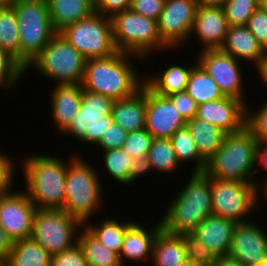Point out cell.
<instances>
[{"label": "cell", "mask_w": 267, "mask_h": 266, "mask_svg": "<svg viewBox=\"0 0 267 266\" xmlns=\"http://www.w3.org/2000/svg\"><path fill=\"white\" fill-rule=\"evenodd\" d=\"M111 115L114 123L127 132L145 129L146 84L131 97L115 100Z\"/></svg>", "instance_id": "cb8c5ba5"}, {"label": "cell", "mask_w": 267, "mask_h": 266, "mask_svg": "<svg viewBox=\"0 0 267 266\" xmlns=\"http://www.w3.org/2000/svg\"><path fill=\"white\" fill-rule=\"evenodd\" d=\"M246 127L257 140L267 142V101L256 111L246 106Z\"/></svg>", "instance_id": "60d3db41"}, {"label": "cell", "mask_w": 267, "mask_h": 266, "mask_svg": "<svg viewBox=\"0 0 267 266\" xmlns=\"http://www.w3.org/2000/svg\"><path fill=\"white\" fill-rule=\"evenodd\" d=\"M86 58L59 32L25 69L35 68L37 73L55 81V85L81 84L85 73Z\"/></svg>", "instance_id": "ba28073f"}, {"label": "cell", "mask_w": 267, "mask_h": 266, "mask_svg": "<svg viewBox=\"0 0 267 266\" xmlns=\"http://www.w3.org/2000/svg\"><path fill=\"white\" fill-rule=\"evenodd\" d=\"M25 74V68L0 47V89L4 87L3 90L6 89V93L11 92Z\"/></svg>", "instance_id": "74e56055"}, {"label": "cell", "mask_w": 267, "mask_h": 266, "mask_svg": "<svg viewBox=\"0 0 267 266\" xmlns=\"http://www.w3.org/2000/svg\"><path fill=\"white\" fill-rule=\"evenodd\" d=\"M131 167L129 170V185L136 182V179L144 176V174L152 172L150 161L147 157L144 158H132Z\"/></svg>", "instance_id": "681fc988"}, {"label": "cell", "mask_w": 267, "mask_h": 266, "mask_svg": "<svg viewBox=\"0 0 267 266\" xmlns=\"http://www.w3.org/2000/svg\"><path fill=\"white\" fill-rule=\"evenodd\" d=\"M127 135L128 132L125 129L113 122L103 133L97 147H101L102 151L121 148Z\"/></svg>", "instance_id": "f6af8a7d"}, {"label": "cell", "mask_w": 267, "mask_h": 266, "mask_svg": "<svg viewBox=\"0 0 267 266\" xmlns=\"http://www.w3.org/2000/svg\"><path fill=\"white\" fill-rule=\"evenodd\" d=\"M10 0H0V8L7 6Z\"/></svg>", "instance_id": "680465c9"}, {"label": "cell", "mask_w": 267, "mask_h": 266, "mask_svg": "<svg viewBox=\"0 0 267 266\" xmlns=\"http://www.w3.org/2000/svg\"><path fill=\"white\" fill-rule=\"evenodd\" d=\"M86 60L105 58L117 52L111 17L94 12L59 32Z\"/></svg>", "instance_id": "9c48e42d"}, {"label": "cell", "mask_w": 267, "mask_h": 266, "mask_svg": "<svg viewBox=\"0 0 267 266\" xmlns=\"http://www.w3.org/2000/svg\"><path fill=\"white\" fill-rule=\"evenodd\" d=\"M51 118L62 134L75 120L82 101V84L55 85L50 93Z\"/></svg>", "instance_id": "ffe728a7"}, {"label": "cell", "mask_w": 267, "mask_h": 266, "mask_svg": "<svg viewBox=\"0 0 267 266\" xmlns=\"http://www.w3.org/2000/svg\"><path fill=\"white\" fill-rule=\"evenodd\" d=\"M215 266H246L237 259H234L230 256H224L217 259Z\"/></svg>", "instance_id": "db71d44e"}, {"label": "cell", "mask_w": 267, "mask_h": 266, "mask_svg": "<svg viewBox=\"0 0 267 266\" xmlns=\"http://www.w3.org/2000/svg\"><path fill=\"white\" fill-rule=\"evenodd\" d=\"M228 22L222 7H197L190 38L195 35L199 45L206 49H220L226 39Z\"/></svg>", "instance_id": "d6986e66"}, {"label": "cell", "mask_w": 267, "mask_h": 266, "mask_svg": "<svg viewBox=\"0 0 267 266\" xmlns=\"http://www.w3.org/2000/svg\"><path fill=\"white\" fill-rule=\"evenodd\" d=\"M220 49L239 62H251L254 67L267 54L246 25L229 26L225 42Z\"/></svg>", "instance_id": "603a6c76"}, {"label": "cell", "mask_w": 267, "mask_h": 266, "mask_svg": "<svg viewBox=\"0 0 267 266\" xmlns=\"http://www.w3.org/2000/svg\"><path fill=\"white\" fill-rule=\"evenodd\" d=\"M102 157L104 169L109 176L118 181V184L128 185L132 157L122 148L105 150Z\"/></svg>", "instance_id": "d590c367"}, {"label": "cell", "mask_w": 267, "mask_h": 266, "mask_svg": "<svg viewBox=\"0 0 267 266\" xmlns=\"http://www.w3.org/2000/svg\"><path fill=\"white\" fill-rule=\"evenodd\" d=\"M77 243L88 266H122L119 254L102 244L84 226L79 232Z\"/></svg>", "instance_id": "f546056e"}, {"label": "cell", "mask_w": 267, "mask_h": 266, "mask_svg": "<svg viewBox=\"0 0 267 266\" xmlns=\"http://www.w3.org/2000/svg\"><path fill=\"white\" fill-rule=\"evenodd\" d=\"M152 141L153 137L146 129L128 132L121 148L132 158H144L147 156Z\"/></svg>", "instance_id": "ab89813d"}, {"label": "cell", "mask_w": 267, "mask_h": 266, "mask_svg": "<svg viewBox=\"0 0 267 266\" xmlns=\"http://www.w3.org/2000/svg\"><path fill=\"white\" fill-rule=\"evenodd\" d=\"M262 168L263 171H267V142L259 141L257 142L256 147V171L255 173H259L258 167ZM267 179V178H265Z\"/></svg>", "instance_id": "f907efd6"}, {"label": "cell", "mask_w": 267, "mask_h": 266, "mask_svg": "<svg viewBox=\"0 0 267 266\" xmlns=\"http://www.w3.org/2000/svg\"><path fill=\"white\" fill-rule=\"evenodd\" d=\"M186 127L199 154L207 162L220 148L226 133L214 124L197 117L186 121Z\"/></svg>", "instance_id": "83f0119b"}, {"label": "cell", "mask_w": 267, "mask_h": 266, "mask_svg": "<svg viewBox=\"0 0 267 266\" xmlns=\"http://www.w3.org/2000/svg\"><path fill=\"white\" fill-rule=\"evenodd\" d=\"M184 187L159 218L161 228L172 234L192 233L208 216L213 215L211 177L206 172H192Z\"/></svg>", "instance_id": "7a4b0ae2"}, {"label": "cell", "mask_w": 267, "mask_h": 266, "mask_svg": "<svg viewBox=\"0 0 267 266\" xmlns=\"http://www.w3.org/2000/svg\"><path fill=\"white\" fill-rule=\"evenodd\" d=\"M146 228L141 223L134 221L126 230L123 239L119 258L122 266L124 261L133 260V262L150 261L152 259V249L155 237L161 229L160 221L155 224V227ZM124 264V265H123Z\"/></svg>", "instance_id": "44dd1931"}, {"label": "cell", "mask_w": 267, "mask_h": 266, "mask_svg": "<svg viewBox=\"0 0 267 266\" xmlns=\"http://www.w3.org/2000/svg\"><path fill=\"white\" fill-rule=\"evenodd\" d=\"M254 183L211 178V202L213 215L236 224L246 222V217L258 211V194ZM246 216V217H245Z\"/></svg>", "instance_id": "8fae6325"}, {"label": "cell", "mask_w": 267, "mask_h": 266, "mask_svg": "<svg viewBox=\"0 0 267 266\" xmlns=\"http://www.w3.org/2000/svg\"><path fill=\"white\" fill-rule=\"evenodd\" d=\"M52 256L32 238L13 243L7 258L10 266H51Z\"/></svg>", "instance_id": "f1b7e54d"}, {"label": "cell", "mask_w": 267, "mask_h": 266, "mask_svg": "<svg viewBox=\"0 0 267 266\" xmlns=\"http://www.w3.org/2000/svg\"><path fill=\"white\" fill-rule=\"evenodd\" d=\"M257 266H267V256Z\"/></svg>", "instance_id": "91938a15"}, {"label": "cell", "mask_w": 267, "mask_h": 266, "mask_svg": "<svg viewBox=\"0 0 267 266\" xmlns=\"http://www.w3.org/2000/svg\"><path fill=\"white\" fill-rule=\"evenodd\" d=\"M178 109L180 115L188 121L196 116L198 104L193 98L186 92L173 93L168 96Z\"/></svg>", "instance_id": "7dc6e473"}, {"label": "cell", "mask_w": 267, "mask_h": 266, "mask_svg": "<svg viewBox=\"0 0 267 266\" xmlns=\"http://www.w3.org/2000/svg\"><path fill=\"white\" fill-rule=\"evenodd\" d=\"M114 100L82 88V101L75 120L63 132L83 144L97 145L114 121L111 115Z\"/></svg>", "instance_id": "7c38bea8"}, {"label": "cell", "mask_w": 267, "mask_h": 266, "mask_svg": "<svg viewBox=\"0 0 267 266\" xmlns=\"http://www.w3.org/2000/svg\"><path fill=\"white\" fill-rule=\"evenodd\" d=\"M185 91L198 105L224 97L217 83L198 62L190 73Z\"/></svg>", "instance_id": "1f68e13d"}, {"label": "cell", "mask_w": 267, "mask_h": 266, "mask_svg": "<svg viewBox=\"0 0 267 266\" xmlns=\"http://www.w3.org/2000/svg\"><path fill=\"white\" fill-rule=\"evenodd\" d=\"M262 4L264 5V7L267 9V0H263Z\"/></svg>", "instance_id": "6125c7cd"}, {"label": "cell", "mask_w": 267, "mask_h": 266, "mask_svg": "<svg viewBox=\"0 0 267 266\" xmlns=\"http://www.w3.org/2000/svg\"><path fill=\"white\" fill-rule=\"evenodd\" d=\"M197 5L195 0H166L157 20L161 40L169 47L186 46L194 25Z\"/></svg>", "instance_id": "4fadbf2b"}, {"label": "cell", "mask_w": 267, "mask_h": 266, "mask_svg": "<svg viewBox=\"0 0 267 266\" xmlns=\"http://www.w3.org/2000/svg\"><path fill=\"white\" fill-rule=\"evenodd\" d=\"M133 222L130 220L118 222L113 218L110 219L107 217L95 223V225L92 222H86L84 227L102 244L119 254L126 230Z\"/></svg>", "instance_id": "4dcf8cb0"}, {"label": "cell", "mask_w": 267, "mask_h": 266, "mask_svg": "<svg viewBox=\"0 0 267 266\" xmlns=\"http://www.w3.org/2000/svg\"><path fill=\"white\" fill-rule=\"evenodd\" d=\"M83 226L63 209H36L31 238L52 256L77 244Z\"/></svg>", "instance_id": "30bf717a"}, {"label": "cell", "mask_w": 267, "mask_h": 266, "mask_svg": "<svg viewBox=\"0 0 267 266\" xmlns=\"http://www.w3.org/2000/svg\"><path fill=\"white\" fill-rule=\"evenodd\" d=\"M257 142L246 126L239 132L226 134L220 148L207 161L205 172L211 178L254 183L258 187L261 180L253 176L256 174Z\"/></svg>", "instance_id": "277c9868"}, {"label": "cell", "mask_w": 267, "mask_h": 266, "mask_svg": "<svg viewBox=\"0 0 267 266\" xmlns=\"http://www.w3.org/2000/svg\"><path fill=\"white\" fill-rule=\"evenodd\" d=\"M252 221L236 224L228 253L246 266H257L267 256V231Z\"/></svg>", "instance_id": "e0dca14e"}, {"label": "cell", "mask_w": 267, "mask_h": 266, "mask_svg": "<svg viewBox=\"0 0 267 266\" xmlns=\"http://www.w3.org/2000/svg\"><path fill=\"white\" fill-rule=\"evenodd\" d=\"M19 27L20 64L26 69L57 33L47 0H10Z\"/></svg>", "instance_id": "8992f818"}, {"label": "cell", "mask_w": 267, "mask_h": 266, "mask_svg": "<svg viewBox=\"0 0 267 266\" xmlns=\"http://www.w3.org/2000/svg\"><path fill=\"white\" fill-rule=\"evenodd\" d=\"M197 7H222L226 0H195Z\"/></svg>", "instance_id": "11a10c76"}, {"label": "cell", "mask_w": 267, "mask_h": 266, "mask_svg": "<svg viewBox=\"0 0 267 266\" xmlns=\"http://www.w3.org/2000/svg\"><path fill=\"white\" fill-rule=\"evenodd\" d=\"M256 72H258L259 79L262 81L263 85L267 88V54L259 61V63L255 66Z\"/></svg>", "instance_id": "f5cc1de1"}, {"label": "cell", "mask_w": 267, "mask_h": 266, "mask_svg": "<svg viewBox=\"0 0 267 266\" xmlns=\"http://www.w3.org/2000/svg\"><path fill=\"white\" fill-rule=\"evenodd\" d=\"M74 155L67 164L65 202L62 209L84 225L102 207L103 187L98 170L83 160L81 155Z\"/></svg>", "instance_id": "5b68a950"}, {"label": "cell", "mask_w": 267, "mask_h": 266, "mask_svg": "<svg viewBox=\"0 0 267 266\" xmlns=\"http://www.w3.org/2000/svg\"><path fill=\"white\" fill-rule=\"evenodd\" d=\"M141 57L117 51L105 58L89 59L85 63L82 88L115 100L125 99L139 91L144 75L139 76L132 60Z\"/></svg>", "instance_id": "6da1fadb"}, {"label": "cell", "mask_w": 267, "mask_h": 266, "mask_svg": "<svg viewBox=\"0 0 267 266\" xmlns=\"http://www.w3.org/2000/svg\"><path fill=\"white\" fill-rule=\"evenodd\" d=\"M187 260L181 235L172 234L162 228L158 231L152 249V266H179Z\"/></svg>", "instance_id": "4316f807"}, {"label": "cell", "mask_w": 267, "mask_h": 266, "mask_svg": "<svg viewBox=\"0 0 267 266\" xmlns=\"http://www.w3.org/2000/svg\"><path fill=\"white\" fill-rule=\"evenodd\" d=\"M166 0H132L130 9L144 17L157 21Z\"/></svg>", "instance_id": "bcb514c9"}, {"label": "cell", "mask_w": 267, "mask_h": 266, "mask_svg": "<svg viewBox=\"0 0 267 266\" xmlns=\"http://www.w3.org/2000/svg\"><path fill=\"white\" fill-rule=\"evenodd\" d=\"M132 0H95V12L112 17L114 14L130 9Z\"/></svg>", "instance_id": "c3c4849f"}, {"label": "cell", "mask_w": 267, "mask_h": 266, "mask_svg": "<svg viewBox=\"0 0 267 266\" xmlns=\"http://www.w3.org/2000/svg\"><path fill=\"white\" fill-rule=\"evenodd\" d=\"M113 41L117 51L147 59L155 51L170 49L159 35L157 21L131 9L111 17ZM155 50V51H154Z\"/></svg>", "instance_id": "52a82bcc"}, {"label": "cell", "mask_w": 267, "mask_h": 266, "mask_svg": "<svg viewBox=\"0 0 267 266\" xmlns=\"http://www.w3.org/2000/svg\"><path fill=\"white\" fill-rule=\"evenodd\" d=\"M195 117L214 124L226 134L236 133L246 126V104L237 98L224 96L199 104Z\"/></svg>", "instance_id": "ac0fdd59"}, {"label": "cell", "mask_w": 267, "mask_h": 266, "mask_svg": "<svg viewBox=\"0 0 267 266\" xmlns=\"http://www.w3.org/2000/svg\"><path fill=\"white\" fill-rule=\"evenodd\" d=\"M199 52L196 62L217 83L222 94L242 100L246 104L245 99H243L245 92L242 86L244 81L240 67L241 62L221 49H206Z\"/></svg>", "instance_id": "5bb4252c"}, {"label": "cell", "mask_w": 267, "mask_h": 266, "mask_svg": "<svg viewBox=\"0 0 267 266\" xmlns=\"http://www.w3.org/2000/svg\"><path fill=\"white\" fill-rule=\"evenodd\" d=\"M185 245L187 260L200 266H215L217 257L193 233L180 234Z\"/></svg>", "instance_id": "f35d334b"}, {"label": "cell", "mask_w": 267, "mask_h": 266, "mask_svg": "<svg viewBox=\"0 0 267 266\" xmlns=\"http://www.w3.org/2000/svg\"><path fill=\"white\" fill-rule=\"evenodd\" d=\"M146 157L150 161L152 171L163 174H174L181 166L169 138H153Z\"/></svg>", "instance_id": "d6a6232c"}, {"label": "cell", "mask_w": 267, "mask_h": 266, "mask_svg": "<svg viewBox=\"0 0 267 266\" xmlns=\"http://www.w3.org/2000/svg\"><path fill=\"white\" fill-rule=\"evenodd\" d=\"M169 139L172 142L180 165L185 164L187 161H190V163L194 161L195 169L193 168V172H205L207 162L199 154L186 126L176 131Z\"/></svg>", "instance_id": "e575fe53"}, {"label": "cell", "mask_w": 267, "mask_h": 266, "mask_svg": "<svg viewBox=\"0 0 267 266\" xmlns=\"http://www.w3.org/2000/svg\"><path fill=\"white\" fill-rule=\"evenodd\" d=\"M12 156L0 151V196L10 193L13 189L14 171L17 166ZM14 160V161H13ZM16 167V168H15Z\"/></svg>", "instance_id": "7bdbcfd3"}, {"label": "cell", "mask_w": 267, "mask_h": 266, "mask_svg": "<svg viewBox=\"0 0 267 266\" xmlns=\"http://www.w3.org/2000/svg\"><path fill=\"white\" fill-rule=\"evenodd\" d=\"M51 266H88L80 245L52 255Z\"/></svg>", "instance_id": "ee69618b"}, {"label": "cell", "mask_w": 267, "mask_h": 266, "mask_svg": "<svg viewBox=\"0 0 267 266\" xmlns=\"http://www.w3.org/2000/svg\"><path fill=\"white\" fill-rule=\"evenodd\" d=\"M236 223L220 216L210 215L192 232L217 258L227 256Z\"/></svg>", "instance_id": "7402d4cb"}, {"label": "cell", "mask_w": 267, "mask_h": 266, "mask_svg": "<svg viewBox=\"0 0 267 266\" xmlns=\"http://www.w3.org/2000/svg\"><path fill=\"white\" fill-rule=\"evenodd\" d=\"M0 266H10V265L7 261H2Z\"/></svg>", "instance_id": "94428289"}, {"label": "cell", "mask_w": 267, "mask_h": 266, "mask_svg": "<svg viewBox=\"0 0 267 266\" xmlns=\"http://www.w3.org/2000/svg\"><path fill=\"white\" fill-rule=\"evenodd\" d=\"M13 247V241L0 226V258L6 261Z\"/></svg>", "instance_id": "816d5d0a"}, {"label": "cell", "mask_w": 267, "mask_h": 266, "mask_svg": "<svg viewBox=\"0 0 267 266\" xmlns=\"http://www.w3.org/2000/svg\"><path fill=\"white\" fill-rule=\"evenodd\" d=\"M0 47L20 63L19 27L14 8H0Z\"/></svg>", "instance_id": "836d02e7"}, {"label": "cell", "mask_w": 267, "mask_h": 266, "mask_svg": "<svg viewBox=\"0 0 267 266\" xmlns=\"http://www.w3.org/2000/svg\"><path fill=\"white\" fill-rule=\"evenodd\" d=\"M246 27L252 32L259 44L267 51V9L263 4L248 19Z\"/></svg>", "instance_id": "b9f144b4"}, {"label": "cell", "mask_w": 267, "mask_h": 266, "mask_svg": "<svg viewBox=\"0 0 267 266\" xmlns=\"http://www.w3.org/2000/svg\"><path fill=\"white\" fill-rule=\"evenodd\" d=\"M257 190H258L257 194H258V210H259L261 205L260 203L263 200L261 199L262 194L265 197V200H267V179L263 180V182L260 183V185L257 187Z\"/></svg>", "instance_id": "9f6ffc18"}, {"label": "cell", "mask_w": 267, "mask_h": 266, "mask_svg": "<svg viewBox=\"0 0 267 266\" xmlns=\"http://www.w3.org/2000/svg\"><path fill=\"white\" fill-rule=\"evenodd\" d=\"M23 159L22 174L29 200L37 209H62L65 202L66 161L41 154H29Z\"/></svg>", "instance_id": "3957f363"}, {"label": "cell", "mask_w": 267, "mask_h": 266, "mask_svg": "<svg viewBox=\"0 0 267 266\" xmlns=\"http://www.w3.org/2000/svg\"><path fill=\"white\" fill-rule=\"evenodd\" d=\"M262 0H226L222 6L229 26L246 25Z\"/></svg>", "instance_id": "8d00e7d4"}, {"label": "cell", "mask_w": 267, "mask_h": 266, "mask_svg": "<svg viewBox=\"0 0 267 266\" xmlns=\"http://www.w3.org/2000/svg\"><path fill=\"white\" fill-rule=\"evenodd\" d=\"M47 3L50 21L56 32L95 12V0H47Z\"/></svg>", "instance_id": "d4e9b609"}, {"label": "cell", "mask_w": 267, "mask_h": 266, "mask_svg": "<svg viewBox=\"0 0 267 266\" xmlns=\"http://www.w3.org/2000/svg\"><path fill=\"white\" fill-rule=\"evenodd\" d=\"M163 68L160 74L156 72L153 75L144 74L145 84L155 93L161 96H169L173 93H179L186 90L190 73L195 66L172 65Z\"/></svg>", "instance_id": "484cf974"}, {"label": "cell", "mask_w": 267, "mask_h": 266, "mask_svg": "<svg viewBox=\"0 0 267 266\" xmlns=\"http://www.w3.org/2000/svg\"><path fill=\"white\" fill-rule=\"evenodd\" d=\"M185 126L186 121L175 108L172 100L168 96L153 92L146 85L145 129L152 137L170 138Z\"/></svg>", "instance_id": "2e32d148"}, {"label": "cell", "mask_w": 267, "mask_h": 266, "mask_svg": "<svg viewBox=\"0 0 267 266\" xmlns=\"http://www.w3.org/2000/svg\"><path fill=\"white\" fill-rule=\"evenodd\" d=\"M0 196V226L14 242L31 238L36 206L25 191Z\"/></svg>", "instance_id": "9a60e30c"}, {"label": "cell", "mask_w": 267, "mask_h": 266, "mask_svg": "<svg viewBox=\"0 0 267 266\" xmlns=\"http://www.w3.org/2000/svg\"><path fill=\"white\" fill-rule=\"evenodd\" d=\"M179 266H200V265H197L196 263H193L192 261L186 260L184 263H182Z\"/></svg>", "instance_id": "6f0895ef"}]
</instances>
